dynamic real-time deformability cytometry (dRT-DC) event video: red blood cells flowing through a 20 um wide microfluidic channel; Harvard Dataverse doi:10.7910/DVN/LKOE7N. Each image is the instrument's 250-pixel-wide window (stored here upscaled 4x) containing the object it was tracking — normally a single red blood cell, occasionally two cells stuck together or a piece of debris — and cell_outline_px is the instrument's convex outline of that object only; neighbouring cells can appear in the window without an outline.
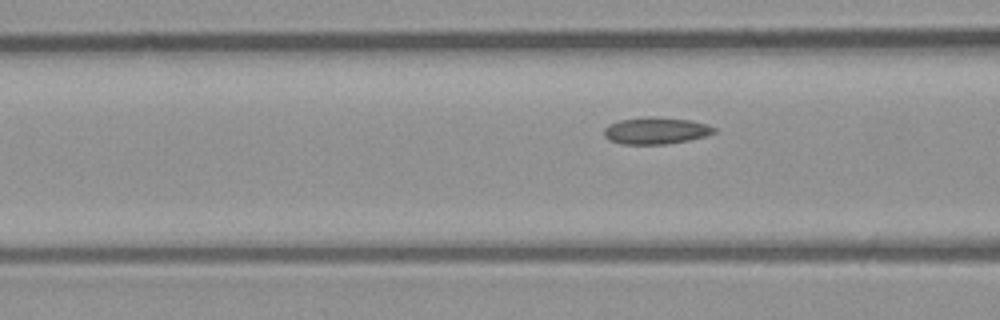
{"species": "common noctule bat (a hibernating species)", "species_latin": "Nyctalus noctula", "temperature_condition": "room temperature", "stored_images_in_passage": 3, "camera_frame_rate_fps": 3000, "um_per_image_px": 0.085, "animal": {"sex": "male", "body_mass_g": 23.1, "forearm_length_mm": 52.7}, "frame": {"image": 1, "passage_image": 3, "time_ms": 0.667, "image_size_px": [1000, 320], "cell_outline_px": [[716, 132], [704, 136], [688, 140], [668, 144], [620, 144], [608, 140], [604, 136], [604, 128], [608, 124], [620, 120], [644, 116], [652, 116], [692, 120], [708, 124], [716, 128]], "centroid_in_image_um": [55.73, 11.1], "position_along_channel_um": 110.9, "area_um2": 17.46}}